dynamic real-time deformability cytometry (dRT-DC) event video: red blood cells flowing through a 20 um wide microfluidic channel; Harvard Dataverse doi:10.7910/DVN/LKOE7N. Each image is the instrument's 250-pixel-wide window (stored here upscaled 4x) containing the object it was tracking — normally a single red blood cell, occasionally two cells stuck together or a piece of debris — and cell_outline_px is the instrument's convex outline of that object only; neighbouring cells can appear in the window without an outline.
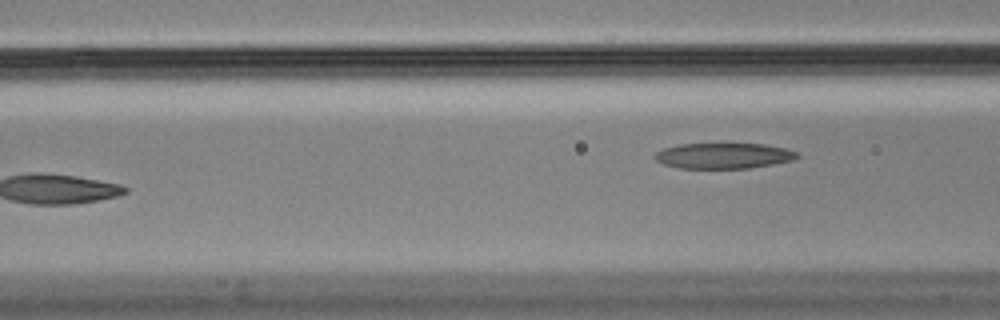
{"species": "Egyptian fruit bat (a non-hibernating species)", "species_latin": "Rousettus aegyptiacus", "temperature_condition": "cold", "stored_images_in_passage": 6, "camera_frame_rate_fps": 3000, "um_per_image_px": 0.085, "animal": {"sex": "male"}, "frame": {"image": 1, "passage_image": 6, "time_ms": 1.667, "image_size_px": [1000, 320], "cell_outline_px": [[800, 156], [792, 160], [772, 164], [748, 168], [680, 168], [664, 164], [656, 160], [656, 152], [664, 148], [680, 144], [764, 144], [784, 148], [796, 152]], "centroid_in_image_um": [61.51, 13.24], "position_along_channel_um": 105.1, "area_um2": 20.92}}